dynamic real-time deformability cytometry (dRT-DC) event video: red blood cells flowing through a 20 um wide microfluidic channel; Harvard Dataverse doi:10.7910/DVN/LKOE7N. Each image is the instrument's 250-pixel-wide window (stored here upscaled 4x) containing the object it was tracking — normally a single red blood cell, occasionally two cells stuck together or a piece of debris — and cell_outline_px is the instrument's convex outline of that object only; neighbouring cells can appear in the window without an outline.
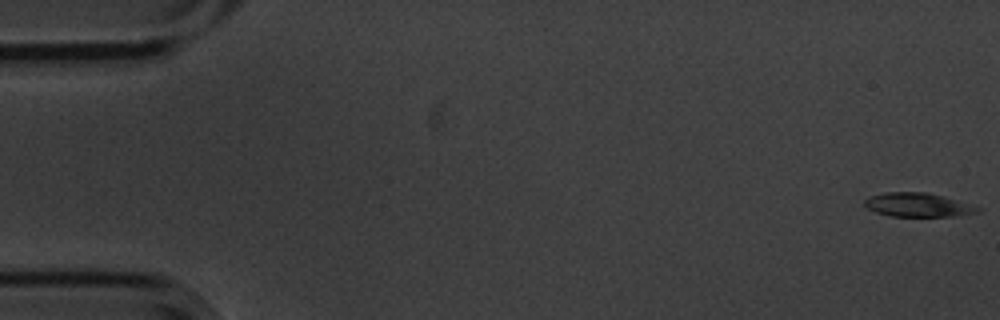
{"species": "common noctule bat (a hibernating species)", "species_latin": "Nyctalus noctula", "temperature_condition": "cold", "stored_images_in_passage": 56, "camera_frame_rate_fps": 3000, "um_per_image_px": 0.085, "animal": {"sex": "male", "body_mass_g": 20.1, "forearm_length_mm": 53.5}, "frame": {"image": 1, "passage_image": 1, "time_ms": 0.0, "image_size_px": [1000, 320], "cell_outline_px": [[984, 208], [980, 212], [960, 216], [888, 216], [876, 212], [868, 208], [864, 204], [864, 200], [868, 196], [888, 192], [924, 192], [944, 196]], "centroid_in_image_um": [78.07, 17.42], "position_along_channel_um": 6.9, "area_um2": 15.9}}
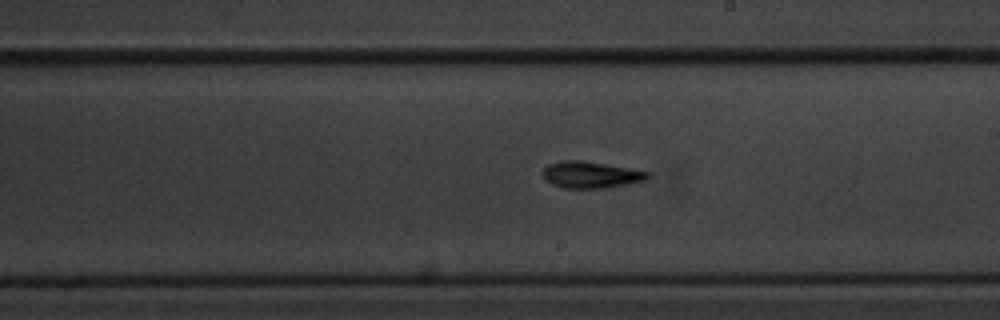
{"frame": {"image": 2, "passage_image": 32, "time_ms": 10.333, "image_size_px": [1000, 320], "cell_outline_px": [[652, 176], [644, 180], [608, 188], [560, 188], [544, 180], [540, 172], [548, 164], [560, 160], [580, 160], [628, 168], [648, 172]], "centroid_in_image_um": [50.13, 14.86], "position_along_channel_um": 238.9, "area_um2": 16.36}}
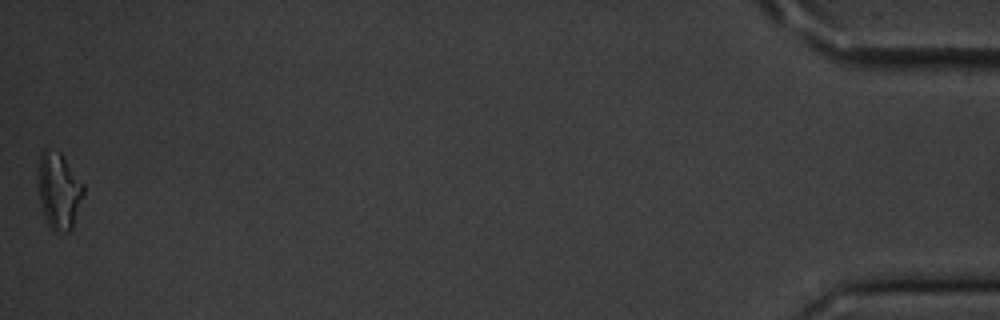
{"frame": {"image": 3, "passage_image": 56, "time_ms": 18.333, "image_size_px": [1000, 320], "cell_outline_px": [[84, 192], [72, 228], [68, 232], [60, 236], [48, 224], [44, 216], [40, 200], [36, 176], [40, 152], [44, 148], [60, 152], [84, 184]], "centroid_in_image_um": [4.98, 16.21], "position_along_channel_um": 430.2, "area_um2": 20.58}, "authors_computed_cell_mechanics": {"area_um2": 15.9528, "velocity_mm_per_s": 3.5759, "shape_relaxation_time_tau1_ms": 2.4994, "shape_relaxation_time_tau2_ms": 9.7965, "deformation_change_tau1": 0.1099, "deformation_change_tau2": 0.2217}}